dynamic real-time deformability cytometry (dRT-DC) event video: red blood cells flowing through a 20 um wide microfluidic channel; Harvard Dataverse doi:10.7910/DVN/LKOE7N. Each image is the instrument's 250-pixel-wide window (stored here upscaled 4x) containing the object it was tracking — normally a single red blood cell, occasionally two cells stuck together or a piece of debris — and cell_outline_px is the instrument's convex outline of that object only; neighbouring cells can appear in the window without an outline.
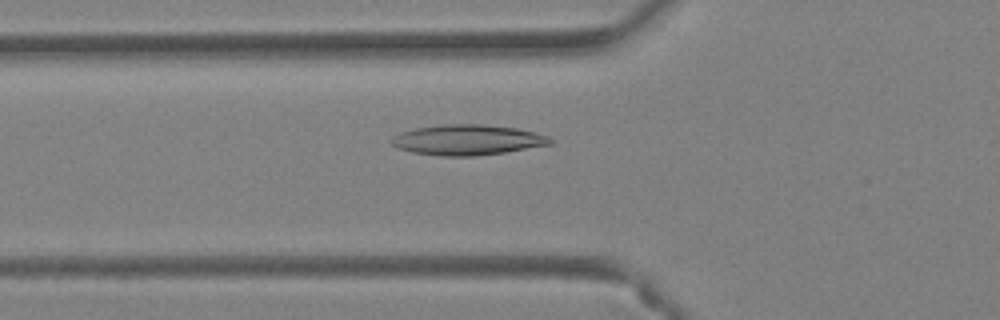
{"species": "Egyptian fruit bat (a non-hibernating species)", "species_latin": "Rousettus aegyptiacus", "temperature_condition": "warm", "stored_images_in_passage": 33, "camera_frame_rate_fps": 3000, "um_per_image_px": 0.085, "animal": {"sex": "female"}, "frame": {"image": 1, "passage_image": 4, "time_ms": 1.0, "image_size_px": [1000, 320], "cell_outline_px": [[552, 144], [504, 152], [476, 156], [440, 156], [412, 152], [396, 148], [392, 144], [392, 136], [416, 128], [440, 124], [480, 124], [516, 128], [548, 136], [552, 140]], "centroid_in_image_um": [39.71, 11.89], "position_along_channel_um": 86.1, "area_um2": 27.92}}
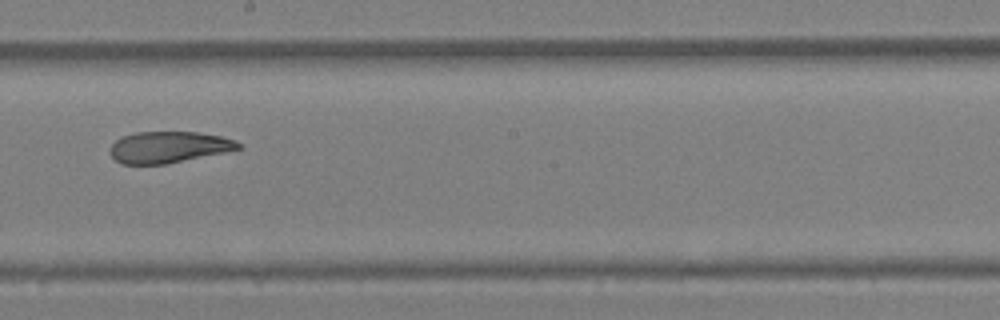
{"frame": {"image": 2, "passage_image": 14, "time_ms": 4.333, "image_size_px": [1000, 320], "cell_outline_px": [[244, 148], [164, 164], [120, 164], [108, 152], [112, 144], [116, 140], [124, 136], [136, 132], [196, 132], [220, 136], [244, 144]], "centroid_in_image_um": [14.32, 12.51], "position_along_channel_um": 233.9, "area_um2": 23.29}}
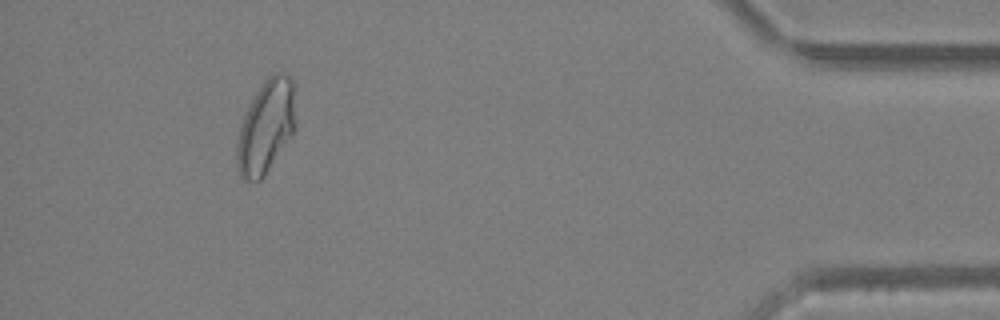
{"frame": {"image": 3, "passage_image": 30, "time_ms": 9.667, "image_size_px": [1000, 320], "cell_outline_px": [[296, 128], [264, 176], [260, 180], [244, 180], [240, 176], [236, 164], [236, 144], [240, 128], [244, 116], [256, 92], [264, 80], [276, 72], [284, 72], [292, 80], [296, 88]], "centroid_in_image_um": [22.64, 10.74], "position_along_channel_um": 412.6, "area_um2": 32.14}, "authors_computed_cell_mechanics": {"area_um2": 25.432, "velocity_mm_per_s": 4.4269, "shape_relaxation_time_tau1_ms": null, "shape_relaxation_time_tau2_ms": 2.7968, "deformation_change_tau1": null, "deformation_change_tau2": 0.0917}}